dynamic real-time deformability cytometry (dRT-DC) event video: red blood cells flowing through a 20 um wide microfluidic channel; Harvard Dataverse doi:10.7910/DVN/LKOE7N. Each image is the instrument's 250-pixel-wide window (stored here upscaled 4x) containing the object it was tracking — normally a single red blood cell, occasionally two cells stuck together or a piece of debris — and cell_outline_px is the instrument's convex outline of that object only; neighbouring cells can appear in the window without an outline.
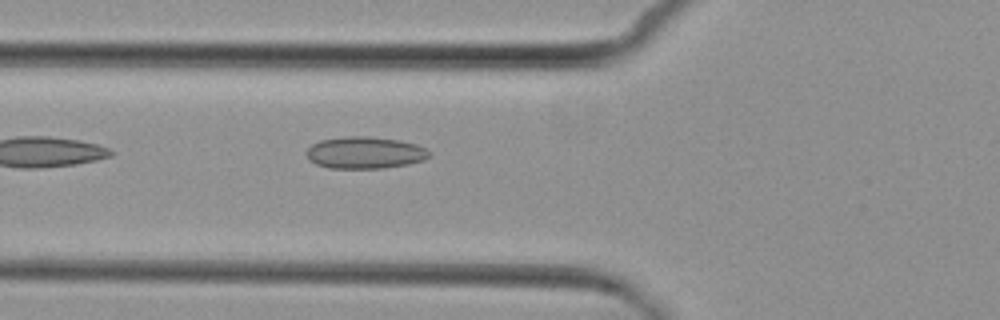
{"species": "common noctule bat (a hibernating species)", "species_latin": "Nyctalus noctula", "temperature_condition": "cold", "stored_images_in_passage": 4, "camera_frame_rate_fps": 3000, "um_per_image_px": 0.085, "animal": {"sex": "female", "body_mass_g": 29.2, "forearm_length_mm": 56.3}, "frame": {"image": 1, "passage_image": 4, "time_ms": 3.333, "image_size_px": [1000, 320], "cell_outline_px": [[432, 156], [424, 160], [408, 164], [384, 168], [328, 168], [316, 164], [308, 160], [304, 152], [312, 144], [320, 140], [344, 136], [368, 136], [400, 140], [416, 144], [432, 152]], "centroid_in_image_um": [31.01, 12.97], "position_along_channel_um": 94.8, "area_um2": 23.18}}